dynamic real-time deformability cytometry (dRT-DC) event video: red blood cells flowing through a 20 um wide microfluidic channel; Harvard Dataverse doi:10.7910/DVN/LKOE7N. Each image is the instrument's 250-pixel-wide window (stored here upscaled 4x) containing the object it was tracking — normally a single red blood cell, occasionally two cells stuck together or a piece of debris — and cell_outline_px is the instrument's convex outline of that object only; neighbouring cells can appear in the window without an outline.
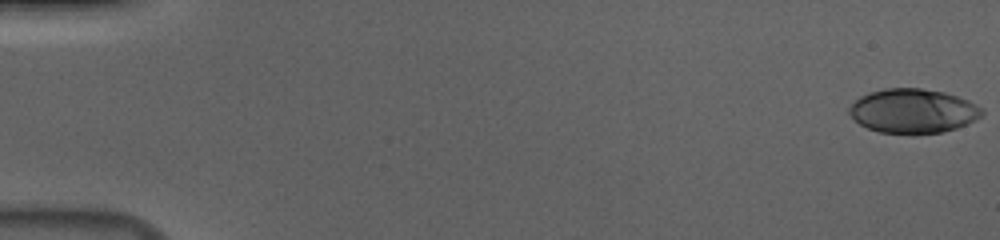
{"species": "human", "species_latin": "Homo sapiens", "temperature_condition": "cold", "stored_images_in_passage": 57, "camera_frame_rate_fps": 3000, "um_per_image_px": 0.085, "donor": {"sex": "male"}, "frame": {"image": 1, "passage_image": 1, "time_ms": 0.0, "image_size_px": [1000, 240], "cell_outline_px": [[984, 112], [976, 120], [968, 124], [944, 132], [912, 136], [880, 132], [868, 128], [860, 124], [848, 112], [848, 108], [860, 96], [884, 88], [920, 88], [944, 92], [968, 100], [980, 108]], "centroid_in_image_um": [77.61, 9.46], "position_along_channel_um": 7.4, "area_um2": 34.56}}
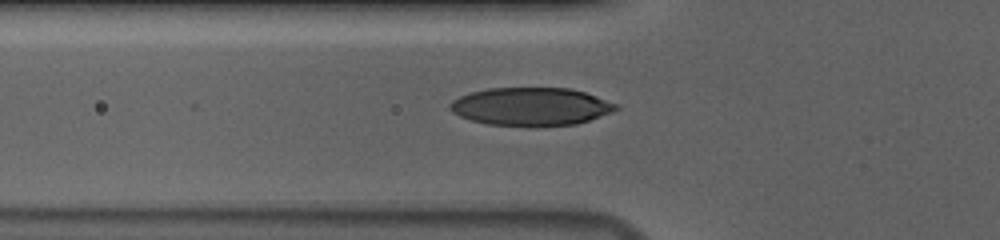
{"frame": {"image": 2, "passage_image": 21, "time_ms": 6.667, "image_size_px": [1000, 240], "cell_outline_px": [[620, 108], [612, 112], [576, 124], [536, 128], [524, 128], [488, 124], [472, 120], [460, 116], [452, 112], [448, 108], [448, 104], [452, 100], [460, 96], [472, 92], [488, 88], [572, 88], [596, 96], [616, 104]], "centroid_in_image_um": [45.11, 9.09], "position_along_channel_um": 80.7, "area_um2": 37.4}}
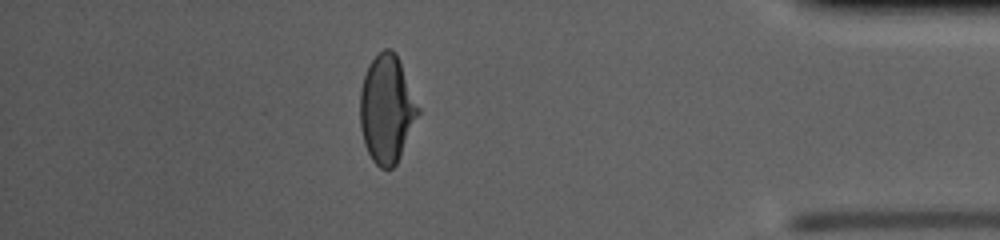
{"frame": {"image": 3, "passage_image": 50, "time_ms": 16.333, "image_size_px": [1000, 240], "cell_outline_px": [[420, 112], [396, 164], [392, 168], [380, 168], [372, 160], [364, 144], [360, 128], [360, 88], [368, 64], [384, 48], [392, 48], [396, 52], [420, 108]], "centroid_in_image_um": [32.86, 9.25], "position_along_channel_um": 402.3, "area_um2": 36.53}, "authors_computed_cell_mechanics": {"area_um2": 36.2406, "velocity_mm_per_s": 3.698, "shape_relaxation_time_tau1_ms": 5.3179, "shape_relaxation_time_tau2_ms": 1.2603, "deformation_change_tau1": 0.1848, "deformation_change_tau2": 0.05}}